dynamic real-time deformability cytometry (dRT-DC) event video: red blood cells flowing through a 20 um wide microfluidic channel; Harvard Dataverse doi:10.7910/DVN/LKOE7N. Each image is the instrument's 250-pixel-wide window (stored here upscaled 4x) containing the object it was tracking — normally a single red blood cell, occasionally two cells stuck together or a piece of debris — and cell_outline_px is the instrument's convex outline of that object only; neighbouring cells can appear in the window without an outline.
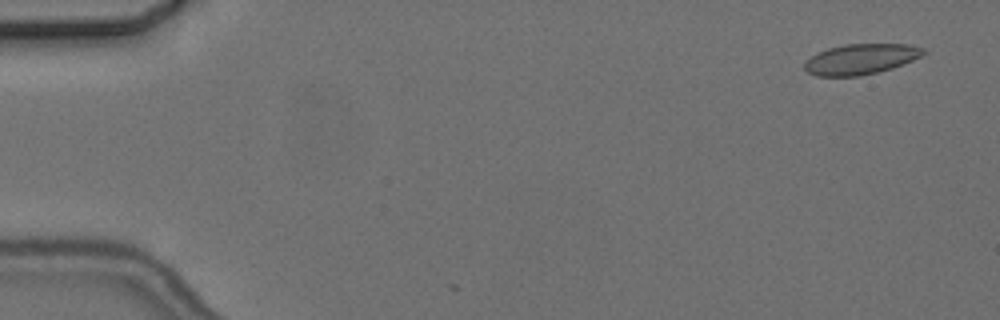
{"species": "common noctule bat (a hibernating species)", "species_latin": "Nyctalus noctula", "temperature_condition": "cold", "stored_images_in_passage": 3, "camera_frame_rate_fps": 3000, "um_per_image_px": 0.085, "animal": {"sex": "female", "body_mass_g": 24.6, "forearm_length_mm": 56.2}, "frame": {"image": 1, "passage_image": 1, "time_ms": 0.0, "image_size_px": [1000, 320], "cell_outline_px": [[928, 52], [912, 60], [892, 68], [860, 76], [816, 76], [808, 72], [804, 68], [804, 60], [816, 52], [828, 48], [844, 44], [908, 44], [924, 48]], "centroid_in_image_um": [73.13, 5.02], "position_along_channel_um": 11.9, "area_um2": 21.21}}